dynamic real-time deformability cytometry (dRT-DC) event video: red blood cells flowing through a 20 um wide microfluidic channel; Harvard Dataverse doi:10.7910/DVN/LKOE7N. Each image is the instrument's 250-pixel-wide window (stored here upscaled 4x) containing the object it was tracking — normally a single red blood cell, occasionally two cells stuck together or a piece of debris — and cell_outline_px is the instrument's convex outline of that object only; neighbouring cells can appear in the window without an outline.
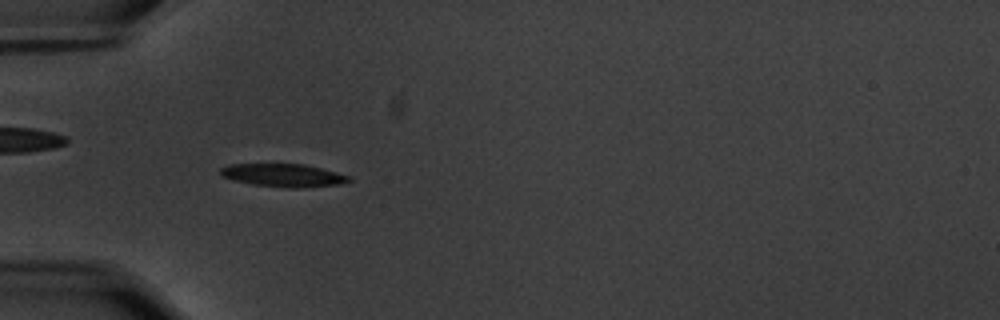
{"species": "common noctule bat (a hibernating species)", "species_latin": "Nyctalus noctula", "temperature_condition": "warm", "stored_images_in_passage": 50, "camera_frame_rate_fps": 3000, "um_per_image_px": 0.085, "animal": {"sex": "male", "body_mass_g": 20.1, "forearm_length_mm": 53.5}, "frame": {"image": 1, "passage_image": 11, "time_ms": 3.333, "image_size_px": [1000, 320], "cell_outline_px": [[352, 180], [340, 184], [296, 188], [288, 188], [252, 184], [236, 180], [224, 176], [220, 172], [220, 168], [232, 164], [304, 164], [352, 176]], "centroid_in_image_um": [24.14, 14.9], "position_along_channel_um": 60.9, "area_um2": 16.99}}
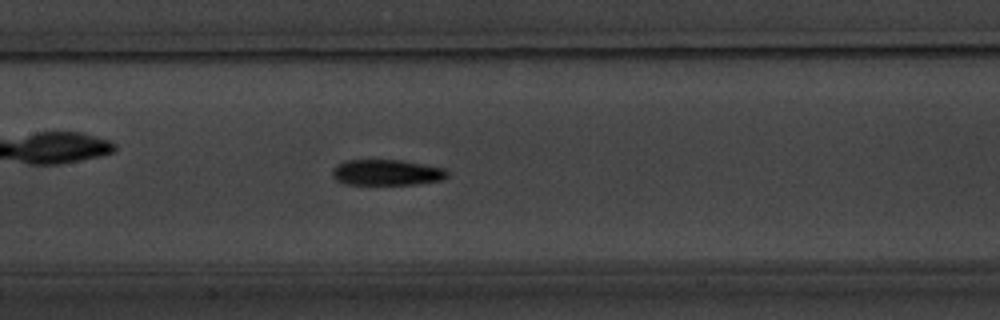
{"frame": {"image": 2, "passage_image": 21, "time_ms": 6.667, "image_size_px": [1000, 320], "cell_outline_px": [[448, 176], [440, 180], [412, 184], [344, 184], [336, 180], [332, 176], [332, 168], [336, 164], [344, 160], [404, 160], [444, 168], [448, 172]], "centroid_in_image_um": [32.82, 14.65], "position_along_channel_um": 174.6, "area_um2": 17.34}}
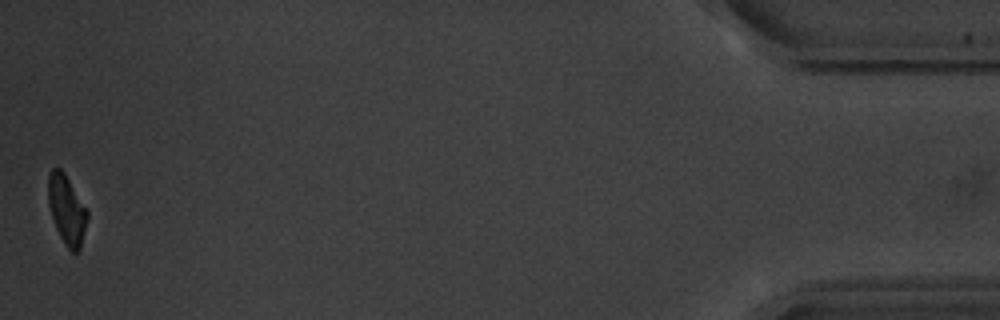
{"frame": {"image": 3, "passage_image": 50, "time_ms": 16.333, "image_size_px": [1000, 320], "cell_outline_px": [[88, 216], [80, 252], [72, 252], [64, 244], [56, 228], [48, 204], [48, 176], [52, 168], [60, 168], [64, 172], [88, 212]], "centroid_in_image_um": [5.67, 17.85], "position_along_channel_um": 429.5, "area_um2": 15.66}, "authors_computed_cell_mechanics": {"area_um2": 17.3111, "velocity_mm_per_s": 3.5245, "shape_relaxation_time_tau1_ms": 2.9755, "shape_relaxation_time_tau2_ms": 8.2605, "deformation_change_tau1": 0.173, "deformation_change_tau2": 0.1576}}